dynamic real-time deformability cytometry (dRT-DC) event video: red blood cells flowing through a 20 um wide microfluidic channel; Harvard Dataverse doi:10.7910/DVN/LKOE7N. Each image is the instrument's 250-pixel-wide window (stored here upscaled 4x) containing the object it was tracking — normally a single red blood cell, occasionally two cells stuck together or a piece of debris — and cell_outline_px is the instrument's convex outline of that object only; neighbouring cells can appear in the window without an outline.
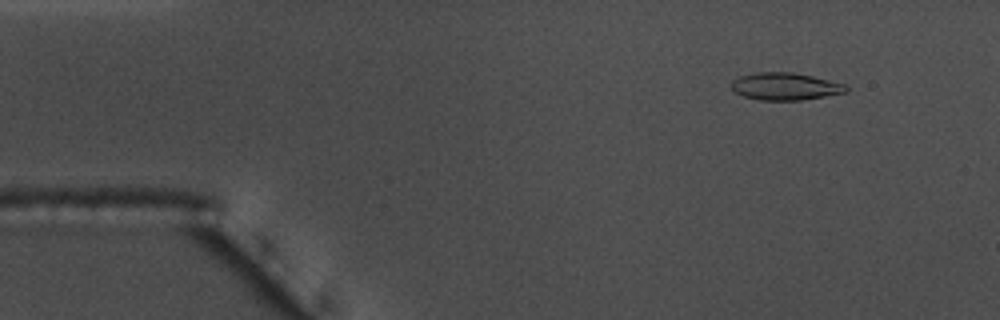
{"species": "common noctule bat (a hibernating species)", "species_latin": "Nyctalus noctula", "temperature_condition": "warm", "stored_images_in_passage": 55, "camera_frame_rate_fps": 3000, "um_per_image_px": 0.085, "animal": {"sex": "male", "body_mass_g": 17.5, "forearm_length_mm": 52.3}, "frame": {"image": 1, "passage_image": 6, "time_ms": 1.667, "image_size_px": [1000, 320], "cell_outline_px": [[848, 92], [800, 100], [760, 100], [744, 96], [736, 92], [732, 88], [732, 80], [740, 76], [756, 72], [792, 72], [812, 76], [844, 84], [848, 88]], "centroid_in_image_um": [66.74, 7.34], "position_along_channel_um": 18.3, "area_um2": 18.09}}
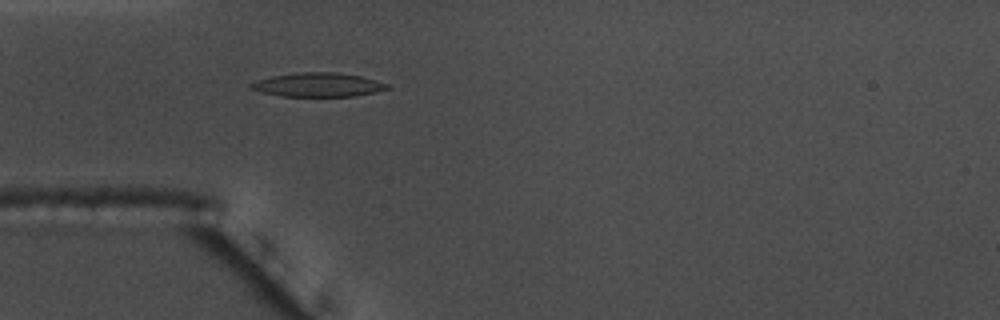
{"frame": {"image": 2, "passage_image": 16, "time_ms": 5.0, "image_size_px": [1000, 320], "cell_outline_px": [[392, 88], [376, 92], [356, 96], [280, 96], [260, 92], [248, 88], [248, 84], [256, 80], [272, 76], [300, 72], [336, 72], [360, 76], [376, 80], [388, 84]], "centroid_in_image_um": [27.01, 7.21], "position_along_channel_um": 58.0, "area_um2": 19.19}}
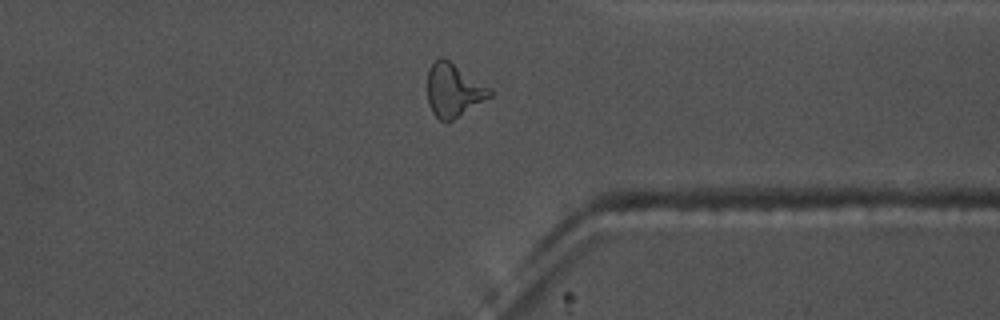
{"frame": {"image": 3, "passage_image": 42, "time_ms": 13.667, "image_size_px": [1000, 320], "cell_outline_px": [[492, 96], [452, 120], [440, 120], [432, 112], [428, 104], [428, 72], [432, 64], [440, 56], [448, 60], [492, 88]], "centroid_in_image_um": [38.57, 7.66], "position_along_channel_um": 372.8, "area_um2": 19.13}, "authors_computed_cell_mechanics": {"area_um2": 18.496, "velocity_mm_per_s": 3.7122, "shape_relaxation_time_tau1_ms": 7.8297, "shape_relaxation_time_tau2_ms": 2.9199, "deformation_change_tau1": 0.2251, "deformation_change_tau2": 0.1221}}